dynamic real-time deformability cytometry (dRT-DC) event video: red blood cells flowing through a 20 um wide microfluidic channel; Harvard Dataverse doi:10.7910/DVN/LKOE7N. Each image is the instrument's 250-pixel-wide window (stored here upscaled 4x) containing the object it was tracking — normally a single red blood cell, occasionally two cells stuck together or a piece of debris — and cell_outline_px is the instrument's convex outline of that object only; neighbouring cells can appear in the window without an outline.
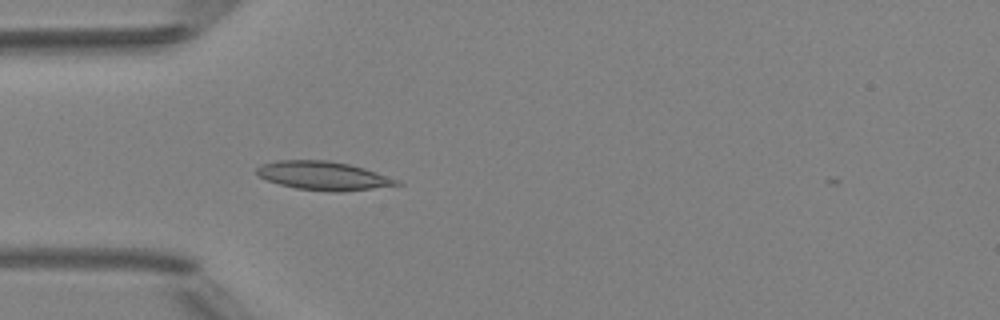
{"species": "Egyptian fruit bat (a non-hibernating species)", "species_latin": "Rousettus aegyptiacus", "temperature_condition": "room temperature", "stored_images_in_passage": 5, "camera_frame_rate_fps": 3000, "um_per_image_px": 0.085, "animal": {"sex": "female"}, "frame": {"image": 1, "passage_image": 5, "time_ms": 4.667, "image_size_px": [1000, 320], "cell_outline_px": [[404, 184], [340, 192], [332, 192], [296, 188], [280, 184], [268, 180], [260, 176], [256, 172], [256, 168], [260, 164], [276, 160], [328, 160], [348, 164], [364, 168], [400, 180]], "centroid_in_image_um": [27.48, 14.93], "position_along_channel_um": 57.5, "area_um2": 23.29}}